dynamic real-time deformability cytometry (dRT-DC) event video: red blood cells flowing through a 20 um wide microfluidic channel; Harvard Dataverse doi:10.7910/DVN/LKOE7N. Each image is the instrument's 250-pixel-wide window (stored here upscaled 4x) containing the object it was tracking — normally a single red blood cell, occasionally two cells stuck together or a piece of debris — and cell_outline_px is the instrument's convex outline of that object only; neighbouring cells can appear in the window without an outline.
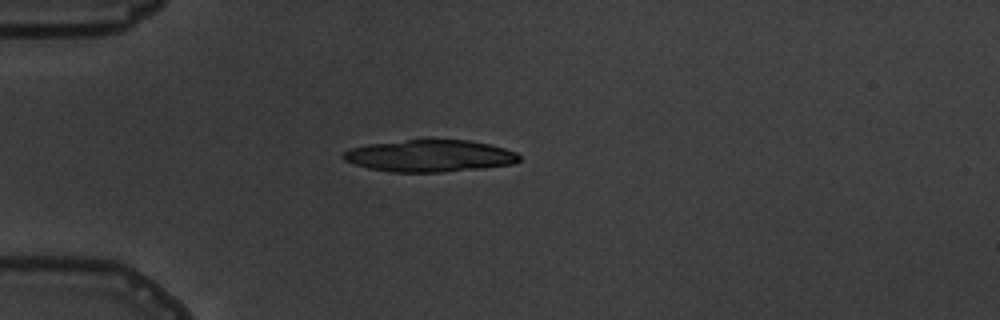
{"species": "common noctule bat (a hibernating species)", "species_latin": "Nyctalus noctula", "temperature_condition": "warm", "stored_images_in_passage": 5, "camera_frame_rate_fps": 3000, "um_per_image_px": 0.085, "animal": {"sex": "male", "body_mass_g": 19.5, "forearm_length_mm": 54.6}, "frame": {"image": 1, "passage_image": 5, "time_ms": 4.333, "image_size_px": [1000, 320], "cell_outline_px": [[520, 160], [512, 164], [480, 168], [440, 172], [388, 172], [368, 168], [344, 160], [340, 156], [344, 152], [352, 148], [368, 144], [408, 140], [468, 140], [488, 144], [504, 148], [516, 152], [520, 156]], "centroid_in_image_um": [36.51, 13.25], "position_along_channel_um": 48.5, "area_um2": 32.48}}